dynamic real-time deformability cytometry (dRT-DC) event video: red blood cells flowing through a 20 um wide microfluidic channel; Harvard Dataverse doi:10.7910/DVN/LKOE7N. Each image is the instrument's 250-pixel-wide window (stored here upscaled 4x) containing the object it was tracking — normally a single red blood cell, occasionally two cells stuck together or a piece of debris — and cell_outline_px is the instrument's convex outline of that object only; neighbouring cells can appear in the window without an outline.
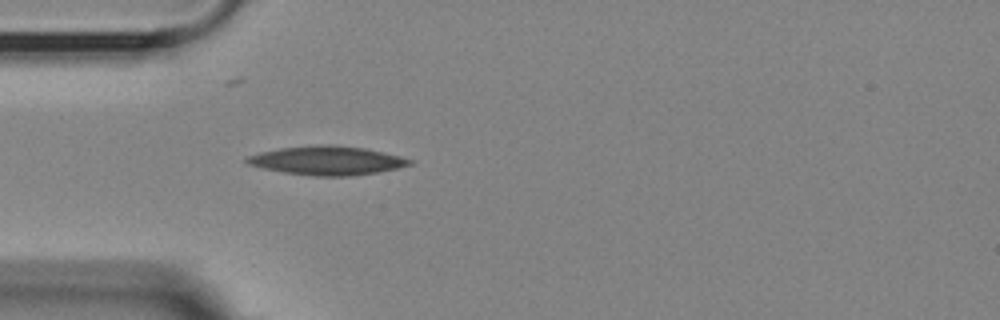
{"species": "Egyptian fruit bat (a non-hibernating species)", "species_latin": "Rousettus aegyptiacus", "temperature_condition": "room temperature", "stored_images_in_passage": 25, "camera_frame_rate_fps": 3000, "um_per_image_px": 0.085, "animal": {"sex": "female"}, "frame": {"image": 1, "passage_image": 1, "time_ms": 0.0, "image_size_px": [1000, 320], "cell_outline_px": [[412, 164], [396, 168], [376, 172], [348, 176], [316, 176], [284, 172], [264, 168], [248, 164], [244, 160], [248, 156], [260, 152], [280, 148], [316, 144], [332, 144], [364, 148], [400, 156], [412, 160]], "centroid_in_image_um": [27.78, 13.63], "position_along_channel_um": 57.2, "area_um2": 27.11}}
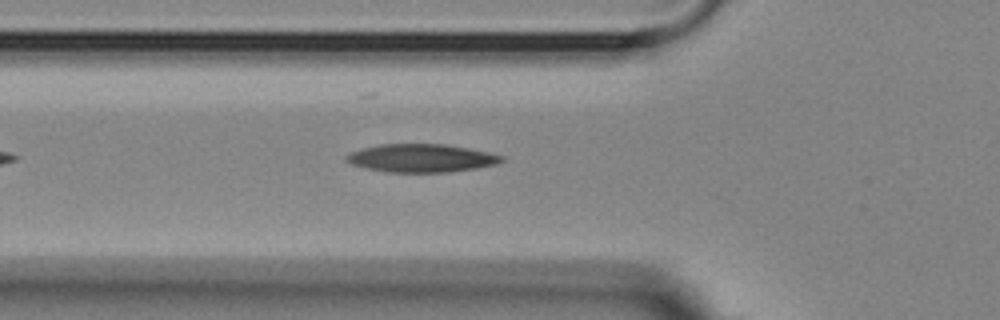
{"frame": {"image": 2, "passage_image": 4, "time_ms": 1.0, "image_size_px": [1000, 320], "cell_outline_px": [[504, 160], [496, 164], [476, 168], [448, 172], [388, 172], [368, 168], [352, 164], [344, 160], [344, 156], [352, 152], [364, 148], [380, 144], [444, 144], [468, 148], [488, 152], [504, 156]], "centroid_in_image_um": [35.82, 13.44], "position_along_channel_um": 90.0, "area_um2": 25.26}}